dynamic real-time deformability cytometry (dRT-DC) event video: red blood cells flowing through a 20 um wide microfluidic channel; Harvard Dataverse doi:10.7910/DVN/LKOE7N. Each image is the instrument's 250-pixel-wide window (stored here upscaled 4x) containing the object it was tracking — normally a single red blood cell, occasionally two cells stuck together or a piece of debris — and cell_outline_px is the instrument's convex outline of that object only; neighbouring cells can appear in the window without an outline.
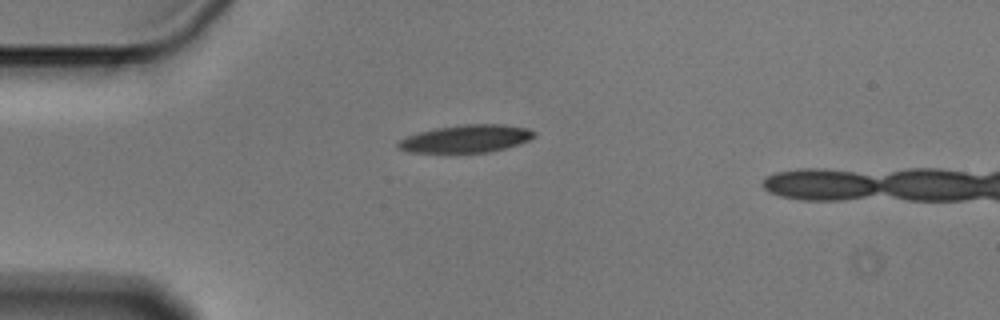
{"species": "Egyptian fruit bat (a non-hibernating species)", "species_latin": "Rousettus aegyptiacus", "temperature_condition": "cold", "stored_images_in_passage": 3, "camera_frame_rate_fps": 3000, "um_per_image_px": 0.085, "animal": {"sex": "male"}, "frame": {"image": 1, "passage_image": 1, "time_ms": 0.0, "image_size_px": [1000, 320], "cell_outline_px": [[536, 136], [520, 144], [488, 152], [456, 156], [408, 152], [396, 148], [396, 144], [400, 140], [408, 136], [420, 132], [436, 128], [464, 124], [504, 124], [528, 128], [536, 132]], "centroid_in_image_um": [39.58, 11.84], "position_along_channel_um": 45.4, "area_um2": 23.0}}
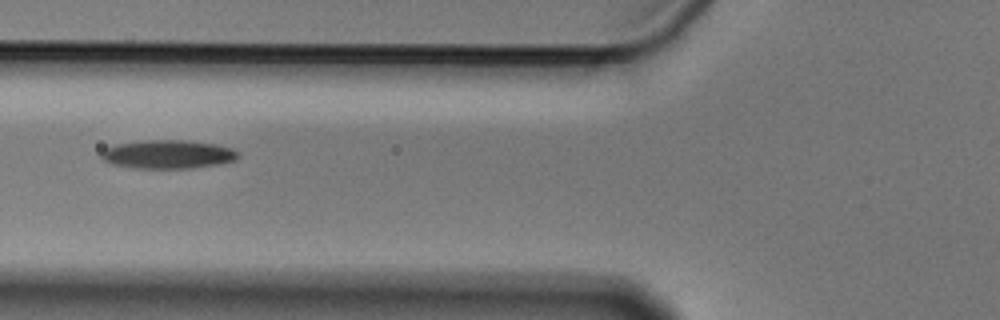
{"frame": {"image": 2, "passage_image": 3, "time_ms": 0.667, "image_size_px": [1000, 320], "cell_outline_px": [[240, 156], [236, 160], [220, 164], [192, 168], [132, 168], [112, 164], [104, 160], [100, 156], [100, 152], [104, 148], [112, 144], [144, 140], [184, 140], [216, 144], [232, 148], [240, 152]], "centroid_in_image_um": [14.27, 13.11], "position_along_channel_um": 111.5, "area_um2": 23.18}}